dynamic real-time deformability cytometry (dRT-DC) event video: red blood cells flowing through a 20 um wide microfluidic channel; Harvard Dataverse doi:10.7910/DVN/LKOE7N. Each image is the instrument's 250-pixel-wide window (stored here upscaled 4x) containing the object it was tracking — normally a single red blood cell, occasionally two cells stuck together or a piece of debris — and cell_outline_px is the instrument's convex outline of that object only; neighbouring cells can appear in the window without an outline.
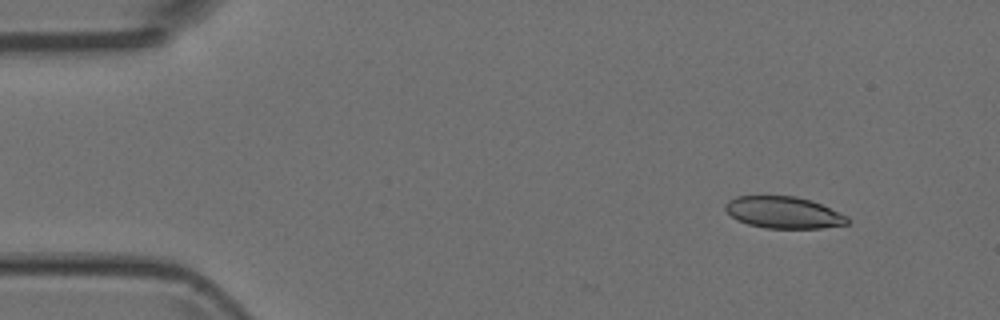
{"species": "Egyptian fruit bat (a non-hibernating species)", "species_latin": "Rousettus aegyptiacus", "temperature_condition": "room temperature", "stored_images_in_passage": 3, "camera_frame_rate_fps": 3000, "um_per_image_px": 0.085, "animal": {"sex": "female"}, "frame": {"image": 1, "passage_image": 1, "time_ms": 0.0, "image_size_px": [1000, 320], "cell_outline_px": [[852, 220], [848, 224], [820, 228], [764, 228], [748, 224], [736, 220], [724, 208], [724, 204], [728, 200], [736, 196], [796, 196], [812, 200], [848, 216]], "centroid_in_image_um": [66.62, 18.06], "position_along_channel_um": 18.4, "area_um2": 22.77}}